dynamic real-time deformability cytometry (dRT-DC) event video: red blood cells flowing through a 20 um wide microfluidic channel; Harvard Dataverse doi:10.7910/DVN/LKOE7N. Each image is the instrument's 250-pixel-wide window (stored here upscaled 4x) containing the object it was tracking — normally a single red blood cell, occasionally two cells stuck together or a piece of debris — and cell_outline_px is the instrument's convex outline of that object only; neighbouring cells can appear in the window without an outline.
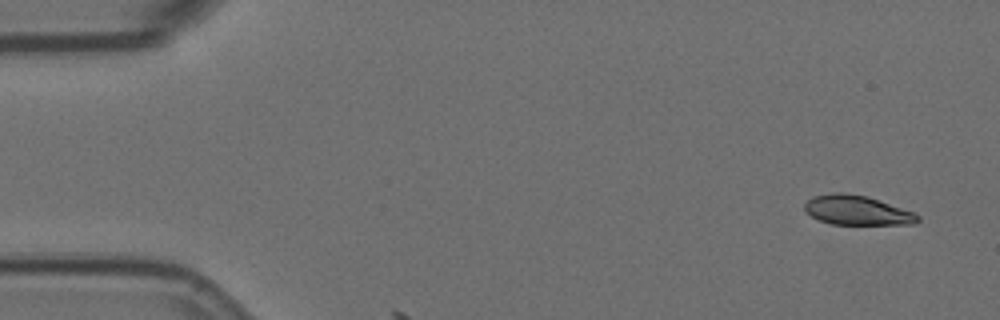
{"species": "Egyptian fruit bat (a non-hibernating species)", "species_latin": "Rousettus aegyptiacus", "temperature_condition": "room temperature", "stored_images_in_passage": 5, "camera_frame_rate_fps": 3000, "um_per_image_px": 0.085, "animal": {"sex": "female"}, "frame": {"image": 1, "passage_image": 1, "time_ms": 0.0, "image_size_px": [1000, 320], "cell_outline_px": [[920, 220], [916, 224], [832, 224], [820, 220], [804, 212], [804, 204], [812, 196], [832, 192], [844, 192], [868, 196], [916, 212], [920, 216]], "centroid_in_image_um": [72.87, 17.86], "position_along_channel_um": 12.1, "area_um2": 19.77}}
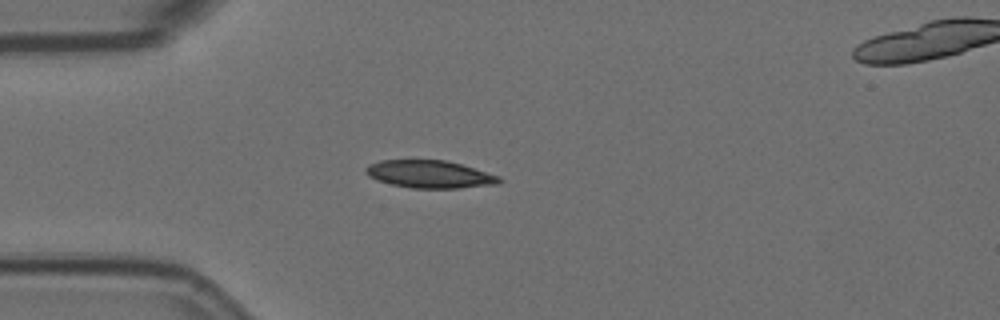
{"frame": {"image": 2, "passage_image": 4, "time_ms": 1.0, "image_size_px": [1000, 320], "cell_outline_px": [[504, 180], [500, 184], [460, 188], [412, 188], [392, 184], [376, 180], [368, 176], [364, 172], [364, 168], [368, 164], [380, 160], [448, 160], [500, 176]], "centroid_in_image_um": [36.53, 14.81], "position_along_channel_um": 48.5, "area_um2": 21.73}}